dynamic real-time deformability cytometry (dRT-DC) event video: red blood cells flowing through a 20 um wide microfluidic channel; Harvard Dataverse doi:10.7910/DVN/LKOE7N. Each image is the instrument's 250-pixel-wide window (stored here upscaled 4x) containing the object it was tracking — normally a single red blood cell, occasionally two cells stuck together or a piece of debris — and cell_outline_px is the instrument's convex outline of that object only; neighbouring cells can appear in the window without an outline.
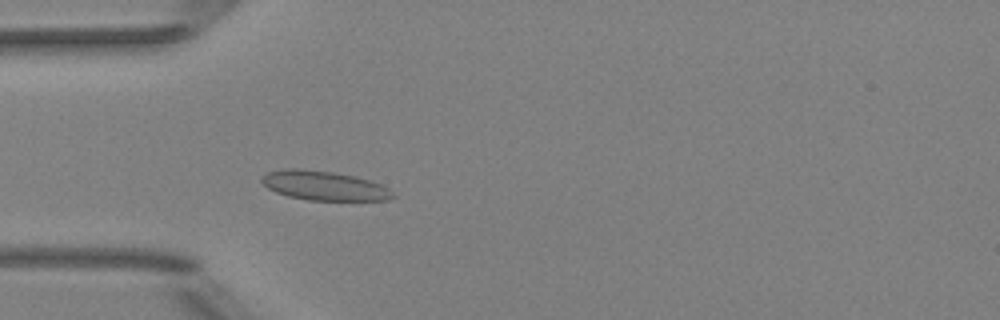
{"species": "Egyptian fruit bat (a non-hibernating species)", "species_latin": "Rousettus aegyptiacus", "temperature_condition": "room temperature", "stored_images_in_passage": 49, "camera_frame_rate_fps": 3000, "um_per_image_px": 0.085, "animal": {"sex": "female"}, "frame": {"image": 1, "passage_image": 13, "time_ms": 4.0, "image_size_px": [1000, 320], "cell_outline_px": [[396, 196], [388, 200], [308, 200], [288, 196], [276, 192], [268, 188], [260, 180], [260, 176], [264, 172], [284, 168], [296, 168], [332, 172], [356, 176], [380, 184], [388, 188]], "centroid_in_image_um": [27.5, 15.77], "position_along_channel_um": 57.5, "area_um2": 22.48}}
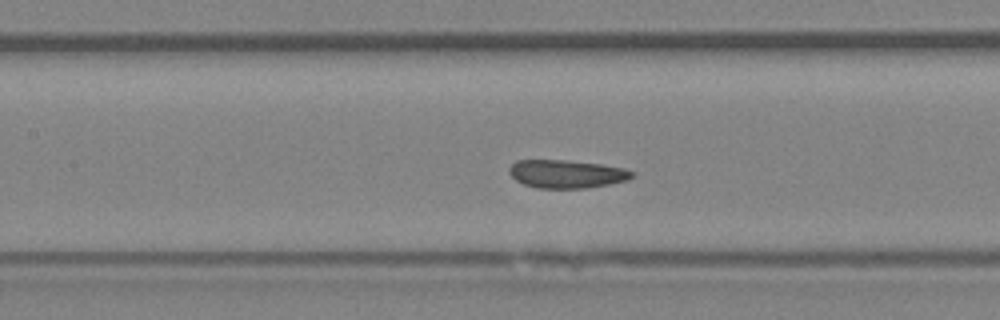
{"frame": {"image": 2, "passage_image": 21, "time_ms": 6.667, "image_size_px": [1000, 320], "cell_outline_px": [[636, 172], [628, 180], [608, 184], [584, 188], [536, 188], [524, 184], [516, 180], [508, 172], [508, 168], [516, 160], [568, 160], [600, 164], [624, 168]], "centroid_in_image_um": [48.15, 14.78], "position_along_channel_um": 159.3, "area_um2": 20.17}}
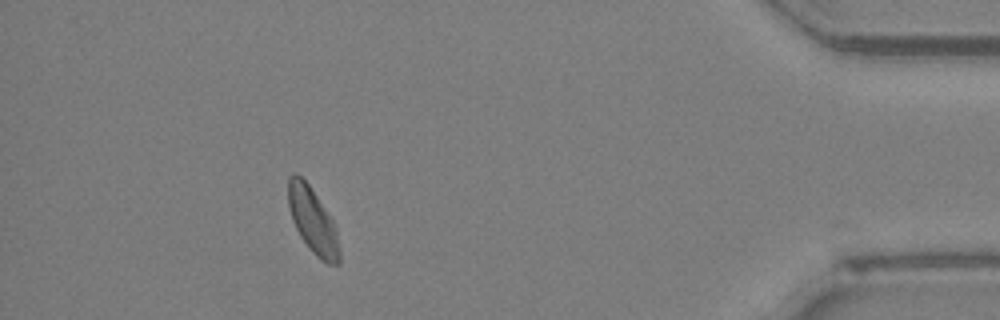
{"frame": {"image": 3, "passage_image": 44, "time_ms": 14.333, "image_size_px": [1000, 320], "cell_outline_px": [[340, 264], [328, 264], [320, 260], [308, 248], [300, 236], [292, 220], [288, 204], [288, 176], [292, 172], [296, 172], [308, 184], [332, 220], [336, 228], [340, 252]], "centroid_in_image_um": [26.57, 18.78], "position_along_channel_um": 408.6, "area_um2": 19.48}, "authors_computed_cell_mechanics": {"area_um2": 20.0566, "velocity_mm_per_s": 3.9737, "shape_relaxation_time_tau1_ms": null, "shape_relaxation_time_tau2_ms": 0.9944, "deformation_change_tau1": null, "deformation_change_tau2": 0.0404}}